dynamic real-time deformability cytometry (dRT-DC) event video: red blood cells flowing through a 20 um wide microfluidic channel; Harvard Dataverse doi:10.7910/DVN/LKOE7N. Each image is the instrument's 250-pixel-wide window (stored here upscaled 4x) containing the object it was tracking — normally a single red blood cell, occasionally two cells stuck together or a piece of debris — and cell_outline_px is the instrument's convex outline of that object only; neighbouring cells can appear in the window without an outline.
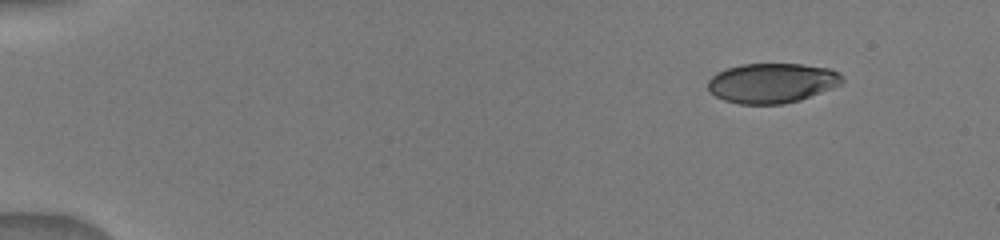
{"species": "human", "species_latin": "Homo sapiens", "temperature_condition": "warm", "stored_images_in_passage": 3, "camera_frame_rate_fps": 3000, "um_per_image_px": 0.085, "donor": {"sex": "male"}, "frame": {"image": 1, "passage_image": 1, "time_ms": 0.0, "image_size_px": [1000, 240], "cell_outline_px": [[844, 80], [840, 84], [832, 88], [800, 100], [784, 104], [740, 104], [724, 100], [716, 96], [708, 88], [708, 80], [716, 72], [724, 68], [740, 64], [804, 64], [828, 68], [840, 72], [844, 76]], "centroid_in_image_um": [65.63, 7.04], "position_along_channel_um": 19.4, "area_um2": 31.39}}